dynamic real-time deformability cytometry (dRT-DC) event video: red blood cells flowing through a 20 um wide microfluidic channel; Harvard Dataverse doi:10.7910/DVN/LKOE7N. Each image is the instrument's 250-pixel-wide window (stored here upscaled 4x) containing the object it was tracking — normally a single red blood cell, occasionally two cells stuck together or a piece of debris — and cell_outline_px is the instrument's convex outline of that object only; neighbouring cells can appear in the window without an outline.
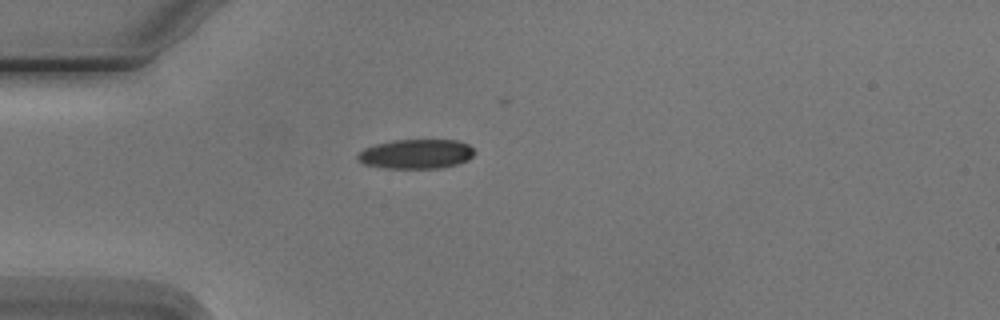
{"species": "Egyptian fruit bat (a non-hibernating species)", "species_latin": "Rousettus aegyptiacus", "temperature_condition": "cold", "stored_images_in_passage": 3, "camera_frame_rate_fps": 3000, "um_per_image_px": 0.085, "animal": {"sex": "male"}, "frame": {"image": 1, "passage_image": 3, "time_ms": 2.333, "image_size_px": [1000, 320], "cell_outline_px": [[476, 152], [468, 160], [456, 164], [440, 168], [384, 168], [364, 164], [356, 160], [356, 156], [364, 148], [376, 144], [392, 140], [456, 140], [468, 144]], "centroid_in_image_um": [35.35, 13.09], "position_along_channel_um": 49.6, "area_um2": 20.11}}